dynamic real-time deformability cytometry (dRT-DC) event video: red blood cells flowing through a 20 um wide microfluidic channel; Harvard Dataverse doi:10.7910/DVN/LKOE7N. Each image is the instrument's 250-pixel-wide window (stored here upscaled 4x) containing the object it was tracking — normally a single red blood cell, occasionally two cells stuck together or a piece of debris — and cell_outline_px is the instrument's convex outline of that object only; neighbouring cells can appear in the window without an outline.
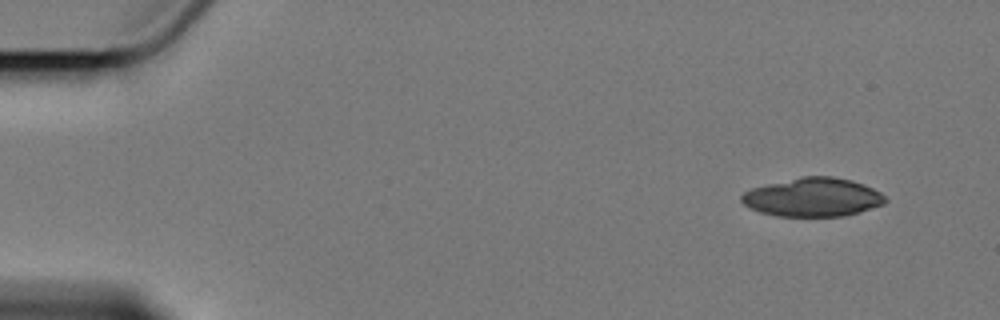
{"species": "Egyptian fruit bat (a non-hibernating species)", "species_latin": "Rousettus aegyptiacus", "temperature_condition": "cold", "stored_images_in_passage": 5, "camera_frame_rate_fps": 3000, "um_per_image_px": 0.085, "animal": {"sex": "female"}, "frame": {"image": 1, "passage_image": 1, "time_ms": 0.0, "image_size_px": [1000, 320], "cell_outline_px": [[888, 200], [884, 204], [860, 212], [844, 216], [776, 216], [760, 212], [744, 204], [740, 200], [740, 196], [744, 192], [752, 188], [800, 176], [832, 176], [852, 180], [864, 184], [880, 192]], "centroid_in_image_um": [69.11, 16.76], "position_along_channel_um": 15.9, "area_um2": 32.43}}
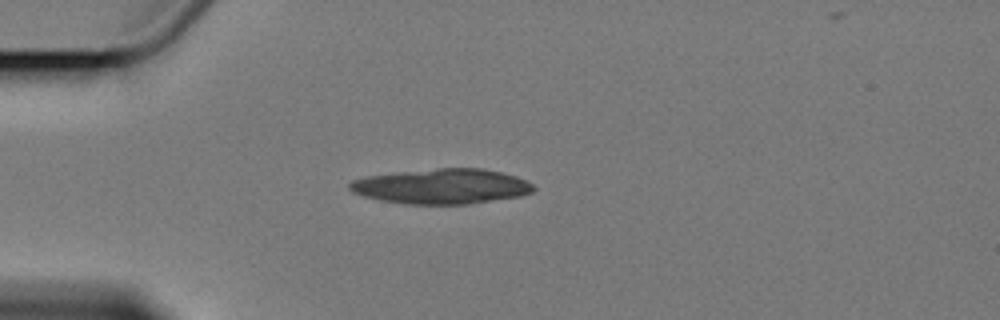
{"frame": {"image": 2, "passage_image": 4, "time_ms": 3.667, "image_size_px": [1000, 320], "cell_outline_px": [[536, 188], [532, 192], [520, 196], [468, 204], [408, 204], [384, 200], [364, 196], [352, 192], [348, 188], [348, 184], [352, 180], [368, 176], [400, 172], [436, 168], [480, 168], [500, 172], [516, 176], [532, 184]], "centroid_in_image_um": [37.55, 15.84], "position_along_channel_um": 47.4, "area_um2": 37.28}}